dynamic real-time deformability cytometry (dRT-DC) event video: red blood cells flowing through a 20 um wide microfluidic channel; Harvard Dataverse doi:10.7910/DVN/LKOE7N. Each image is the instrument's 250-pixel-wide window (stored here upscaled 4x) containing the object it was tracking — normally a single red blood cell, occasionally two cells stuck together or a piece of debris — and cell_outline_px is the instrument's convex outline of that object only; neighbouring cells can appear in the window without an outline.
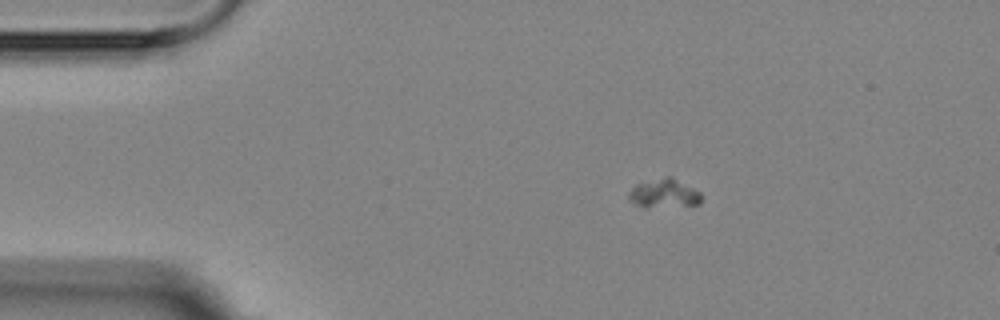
{"species": "Egyptian fruit bat (a non-hibernating species)", "species_latin": "Rousettus aegyptiacus", "temperature_condition": "room temperature", "stored_images_in_passage": 3, "camera_frame_rate_fps": 3000, "um_per_image_px": 0.085, "animal": {"sex": "female"}, "frame": {"image": 1, "passage_image": 1, "time_ms": 0.0, "image_size_px": [1000, 320], "cell_outline_px": [[700, 204], [644, 208], [628, 200], [628, 192], [636, 184], [664, 176], [668, 176], [700, 192]], "centroid_in_image_um": [56.38, 16.46], "position_along_channel_um": 28.6, "area_um2": 12.02}}